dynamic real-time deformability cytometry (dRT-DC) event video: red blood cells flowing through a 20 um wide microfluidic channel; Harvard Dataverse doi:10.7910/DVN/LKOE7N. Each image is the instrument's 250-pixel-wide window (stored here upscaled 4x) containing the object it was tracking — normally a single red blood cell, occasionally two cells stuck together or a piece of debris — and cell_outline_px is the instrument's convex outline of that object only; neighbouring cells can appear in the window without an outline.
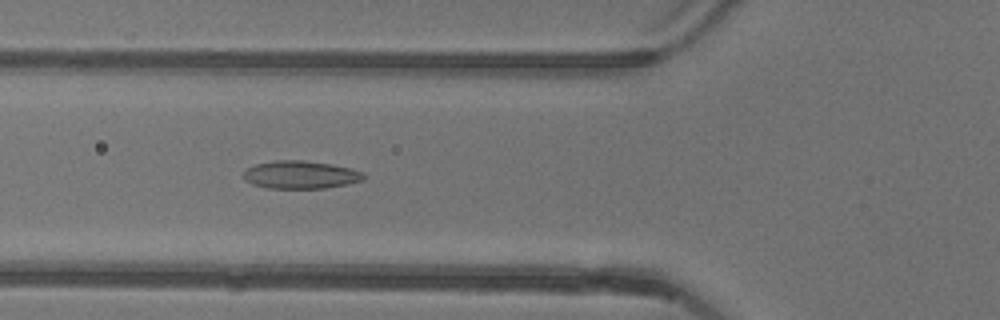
{"species": "common noctule bat (a hibernating species)", "species_latin": "Nyctalus noctula", "temperature_condition": "warm", "stored_images_in_passage": 51, "camera_frame_rate_fps": 3000, "um_per_image_px": 0.085, "animal": {"sex": "female"}, "frame": {"image": 1, "passage_image": 18, "time_ms": 5.667, "image_size_px": [1000, 320], "cell_outline_px": [[364, 180], [324, 188], [268, 188], [252, 184], [244, 180], [244, 168], [256, 164], [276, 160], [304, 160], [332, 164], [364, 172]], "centroid_in_image_um": [25.5, 14.84], "position_along_channel_um": 100.3, "area_um2": 19.48}}
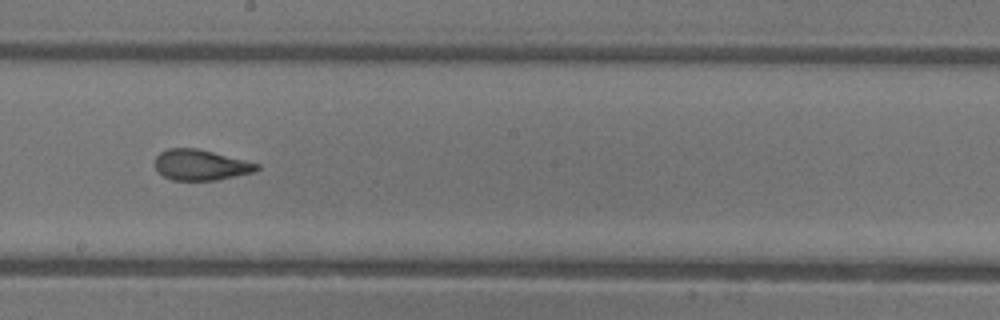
{"frame": {"image": 2, "passage_image": 28, "time_ms": 9.0, "image_size_px": [1000, 320], "cell_outline_px": [[260, 168], [256, 172], [216, 180], [172, 180], [164, 176], [156, 168], [156, 156], [160, 152], [168, 148], [196, 148], [260, 164]], "centroid_in_image_um": [17.08, 14.02], "position_along_channel_um": 231.1, "area_um2": 18.03}}
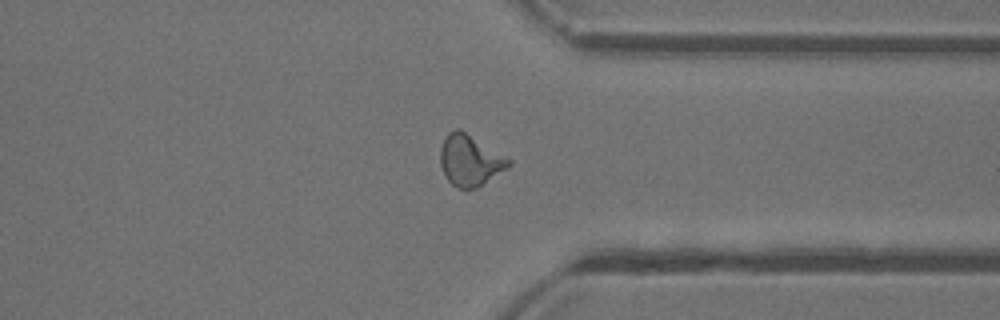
{"frame": {"image": 3, "passage_image": 39, "time_ms": 12.667, "image_size_px": [1000, 320], "cell_outline_px": [[512, 164], [508, 168], [476, 188], [456, 188], [448, 180], [440, 164], [440, 148], [448, 132], [456, 128], [460, 128], [512, 160]], "centroid_in_image_um": [39.95, 13.61], "position_along_channel_um": 371.4, "area_um2": 20.29}, "authors_computed_cell_mechanics": {"area_um2": 19.3052, "velocity_mm_per_s": 3.9092, "shape_relaxation_time_tau1_ms": 10.144, "shape_relaxation_time_tau2_ms": 1.3847, "deformation_change_tau1": 0.2836, "deformation_change_tau2": 0.0922}}